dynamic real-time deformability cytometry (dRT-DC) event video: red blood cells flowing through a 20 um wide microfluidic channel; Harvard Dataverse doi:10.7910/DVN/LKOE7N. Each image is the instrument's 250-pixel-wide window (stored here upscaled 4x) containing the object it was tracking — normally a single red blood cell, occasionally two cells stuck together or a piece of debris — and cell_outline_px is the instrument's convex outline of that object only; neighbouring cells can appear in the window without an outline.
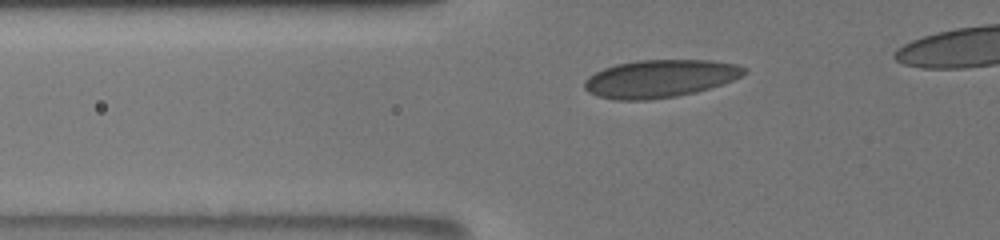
{"species": "human", "species_latin": "Homo sapiens", "temperature_condition": "room temperature", "stored_images_in_passage": 42, "camera_frame_rate_fps": 3000, "um_per_image_px": 0.085, "donor": {"sex": "male"}, "frame": {"image": 1, "passage_image": 10, "time_ms": 2.333, "image_size_px": [1000, 240], "cell_outline_px": [[748, 72], [732, 80], [708, 88], [676, 96], [648, 100], [612, 100], [596, 96], [588, 92], [584, 88], [584, 80], [588, 76], [604, 68], [616, 64], [640, 60], [712, 60], [736, 64], [748, 68]], "centroid_in_image_um": [56.06, 6.68], "position_along_channel_um": 69.7, "area_um2": 35.08}}
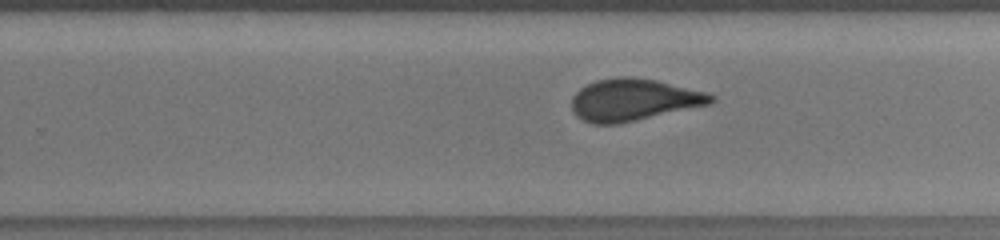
{"frame": {"image": 2, "passage_image": 32, "time_ms": 8.0, "image_size_px": [1000, 240], "cell_outline_px": [[716, 100], [712, 104], [636, 120], [616, 124], [592, 124], [576, 116], [572, 108], [572, 96], [580, 88], [596, 80], [616, 76], [628, 76], [656, 80], [708, 92], [716, 96]], "centroid_in_image_um": [53.88, 8.47], "position_along_channel_um": 275.9, "area_um2": 34.28}}
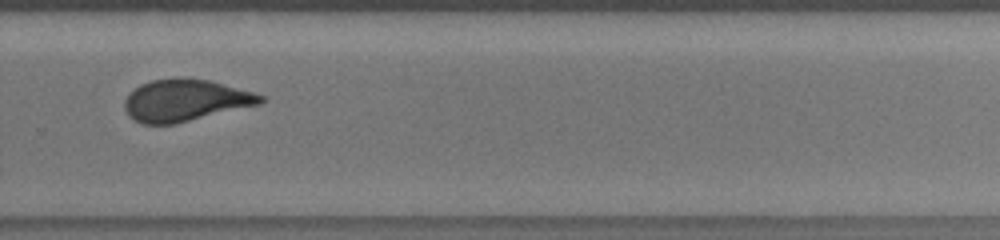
{"frame": {"image": 3, "passage_image": 37, "time_ms": 9.0, "image_size_px": [1000, 240], "cell_outline_px": [[264, 100], [260, 104], [176, 124], [140, 124], [132, 120], [128, 116], [124, 108], [124, 100], [140, 84], [152, 80], [172, 76], [184, 76], [208, 80], [252, 92], [264, 96]], "centroid_in_image_um": [15.7, 8.52], "position_along_channel_um": 314.1, "area_um2": 33.47}}